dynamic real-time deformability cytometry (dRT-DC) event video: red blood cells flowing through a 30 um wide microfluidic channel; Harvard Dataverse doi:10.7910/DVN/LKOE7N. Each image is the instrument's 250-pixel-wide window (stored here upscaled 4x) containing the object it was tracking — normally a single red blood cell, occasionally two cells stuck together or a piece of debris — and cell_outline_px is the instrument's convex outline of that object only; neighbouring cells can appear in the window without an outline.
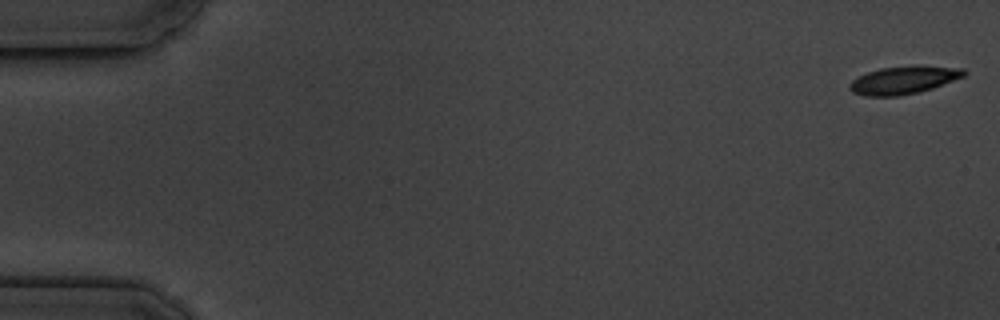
{"species": "common noctule bat (a hibernating species)", "species_latin": "Nyctalus noctula", "temperature_condition": "cold", "stored_images_in_passage": 6, "camera_frame_rate_fps": 3000, "um_per_image_px": 0.085, "animal": {"sex": "male", "body_mass_g": 19.5, "forearm_length_mm": 54.6}, "frame": {"image": 1, "passage_image": 1, "time_ms": 0.0, "image_size_px": [1000, 320], "cell_outline_px": [[968, 72], [964, 76], [932, 88], [920, 92], [900, 96], [864, 96], [852, 92], [848, 88], [848, 84], [856, 76], [880, 68], [916, 64], [920, 64], [964, 68]], "centroid_in_image_um": [76.81, 6.78], "position_along_channel_um": 8.2, "area_um2": 19.07}}